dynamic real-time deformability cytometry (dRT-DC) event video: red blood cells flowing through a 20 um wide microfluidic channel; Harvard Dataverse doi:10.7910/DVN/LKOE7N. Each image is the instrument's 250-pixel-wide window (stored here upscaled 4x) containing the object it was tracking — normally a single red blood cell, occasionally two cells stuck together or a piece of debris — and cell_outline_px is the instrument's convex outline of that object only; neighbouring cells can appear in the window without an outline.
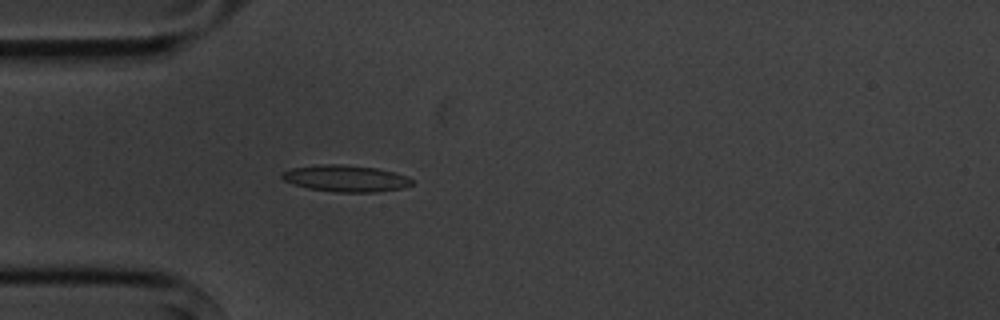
{"species": "common noctule bat (a hibernating species)", "species_latin": "Nyctalus noctula", "temperature_condition": "cold", "stored_images_in_passage": 4, "camera_frame_rate_fps": 3000, "um_per_image_px": 0.085, "animal": {"sex": "male", "body_mass_g": 20.1, "forearm_length_mm": 53.5}, "frame": {"image": 1, "passage_image": 4, "time_ms": 4.333, "image_size_px": [1000, 320], "cell_outline_px": [[412, 184], [404, 188], [376, 192], [336, 192], [308, 188], [284, 180], [280, 176], [280, 172], [292, 168], [316, 164], [344, 164], [376, 168], [408, 176], [412, 180]], "centroid_in_image_um": [29.37, 15.16], "position_along_channel_um": 55.6, "area_um2": 20.17}}